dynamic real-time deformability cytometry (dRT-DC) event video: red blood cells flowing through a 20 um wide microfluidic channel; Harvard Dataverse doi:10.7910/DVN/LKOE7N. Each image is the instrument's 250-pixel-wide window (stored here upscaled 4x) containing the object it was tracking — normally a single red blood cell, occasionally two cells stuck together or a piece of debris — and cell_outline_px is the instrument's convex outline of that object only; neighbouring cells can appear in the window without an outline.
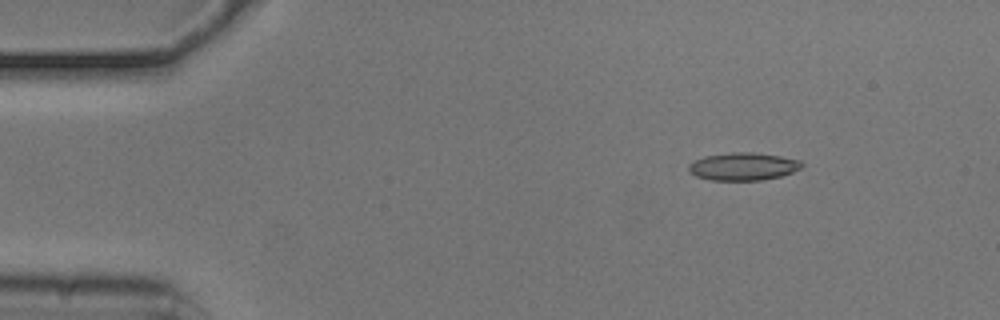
{"species": "common noctule bat (a hibernating species)", "species_latin": "Nyctalus noctula", "temperature_condition": "cold", "stored_images_in_passage": 54, "camera_frame_rate_fps": 3000, "um_per_image_px": 0.085, "animal": {"sex": "male", "body_mass_g": 20.5, "forearm_length_mm": 52.5}, "frame": {"image": 1, "passage_image": 7, "time_ms": 2.0, "image_size_px": [1000, 320], "cell_outline_px": [[804, 164], [800, 168], [792, 172], [780, 176], [760, 180], [712, 180], [696, 176], [688, 172], [688, 164], [704, 156], [736, 152], [752, 152], [780, 156], [800, 160]], "centroid_in_image_um": [63.15, 14.15], "position_along_channel_um": 21.8, "area_um2": 18.15}}
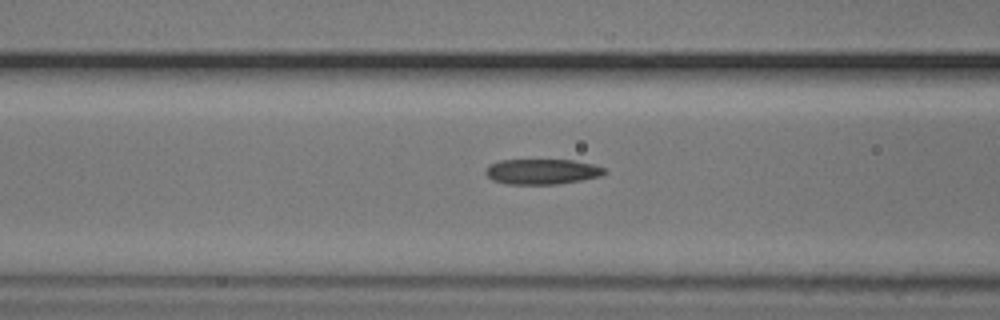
{"frame": {"image": 2, "passage_image": 21, "time_ms": 6.667, "image_size_px": [1000, 320], "cell_outline_px": [[608, 172], [600, 176], [580, 180], [556, 184], [508, 184], [492, 180], [484, 172], [488, 164], [500, 160], [572, 160], [592, 164], [604, 168]], "centroid_in_image_um": [46.04, 14.58], "position_along_channel_um": 120.6, "area_um2": 17.51}}
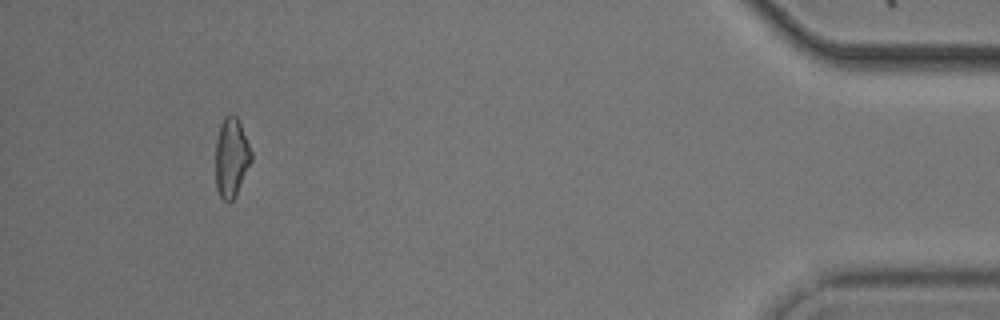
{"frame": {"image": 3, "passage_image": 50, "time_ms": 16.333, "image_size_px": [1000, 320], "cell_outline_px": [[252, 160], [236, 196], [228, 204], [220, 196], [216, 188], [216, 140], [220, 124], [224, 116], [232, 112], [236, 116], [240, 124], [252, 152]], "centroid_in_image_um": [19.66, 13.39], "position_along_channel_um": 415.5, "area_um2": 16.65}, "authors_computed_cell_mechanics": {"area_um2": 17.7157, "velocity_mm_per_s": 3.743, "shape_relaxation_time_tau1_ms": 4.1683, "shape_relaxation_time_tau2_ms": 4.0133, "deformation_change_tau1": 0.1221, "deformation_change_tau2": 0.1218}}